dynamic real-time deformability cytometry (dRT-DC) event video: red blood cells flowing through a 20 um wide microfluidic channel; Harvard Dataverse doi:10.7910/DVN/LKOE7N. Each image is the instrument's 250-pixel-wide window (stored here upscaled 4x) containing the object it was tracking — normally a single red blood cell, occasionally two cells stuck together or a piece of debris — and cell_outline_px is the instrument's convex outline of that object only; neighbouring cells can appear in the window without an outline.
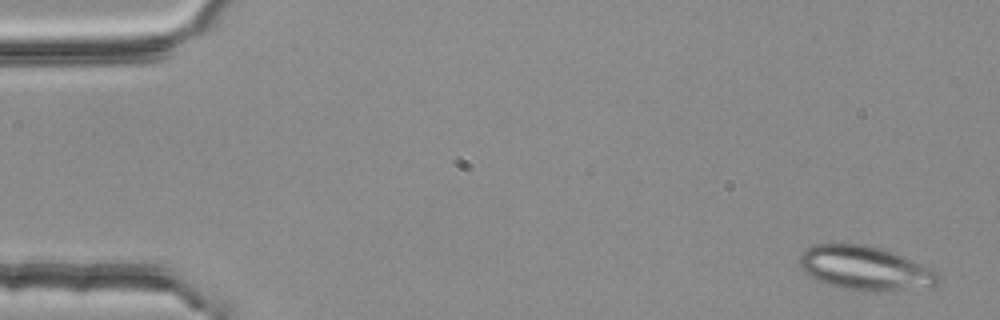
{"species": "common noctule bat (a hibernating species)", "species_latin": "Nyctalus noctula", "temperature_condition": "room temperature", "stored_images_in_passage": 4, "camera_frame_rate_fps": 3000, "um_per_image_px": 0.085, "animal": {"sex": "female", "body_mass_g": 25.1}, "frame": {"image": 1, "passage_image": 1, "time_ms": 0.0, "image_size_px": [1000, 320], "cell_outline_px": [[940, 284], [932, 288], [876, 292], [860, 292], [840, 288], [828, 284], [808, 276], [800, 268], [800, 252], [816, 244], [832, 240], [864, 244], [884, 248], [904, 256], [936, 272], [940, 276]], "centroid_in_image_um": [73.52, 22.78], "position_along_channel_um": 11.5, "area_um2": 36.99}}